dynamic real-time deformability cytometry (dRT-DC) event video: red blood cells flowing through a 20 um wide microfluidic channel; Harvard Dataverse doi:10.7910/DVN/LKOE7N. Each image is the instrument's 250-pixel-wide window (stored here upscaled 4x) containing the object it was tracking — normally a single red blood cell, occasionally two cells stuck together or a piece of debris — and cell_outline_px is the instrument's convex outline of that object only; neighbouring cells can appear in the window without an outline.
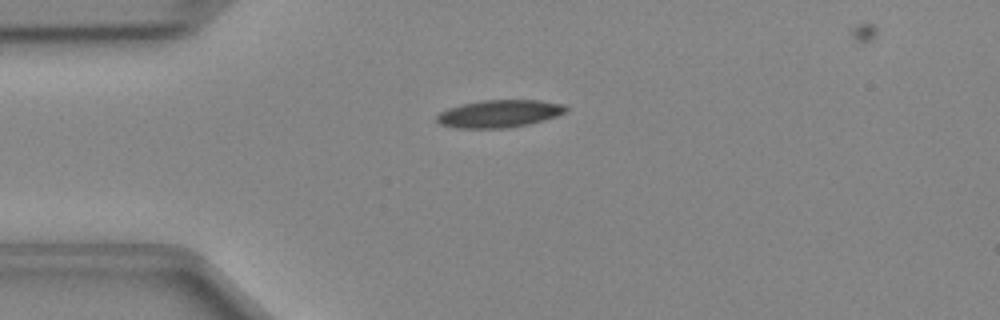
{"species": "Egyptian fruit bat (a non-hibernating species)", "species_latin": "Rousettus aegyptiacus", "temperature_condition": "cold", "stored_images_in_passage": 38, "camera_frame_rate_fps": 3000, "um_per_image_px": 0.085, "animal": {"sex": "female"}, "frame": {"image": 1, "passage_image": 3, "time_ms": 0.667, "image_size_px": [1000, 320], "cell_outline_px": [[568, 108], [564, 112], [556, 116], [544, 120], [528, 124], [508, 128], [456, 128], [440, 124], [436, 120], [436, 116], [440, 112], [448, 108], [460, 104], [480, 100], [540, 100], [564, 104]], "centroid_in_image_um": [42.41, 9.66], "position_along_channel_um": 42.6, "area_um2": 20.81}}
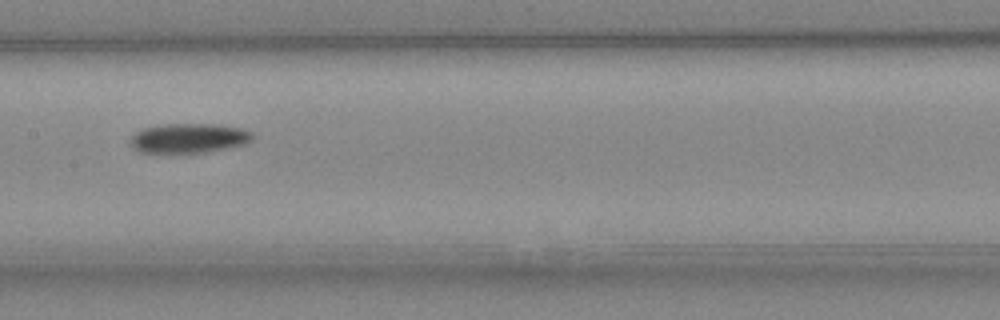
{"frame": {"image": 2, "passage_image": 15, "time_ms": 4.667, "image_size_px": [1000, 320], "cell_outline_px": [[252, 140], [244, 144], [228, 148], [208, 152], [140, 152], [132, 148], [132, 136], [136, 132], [144, 128], [160, 124], [212, 124], [244, 128], [252, 132]], "centroid_in_image_um": [16.08, 11.73], "position_along_channel_um": 191.3, "area_um2": 20.92}}
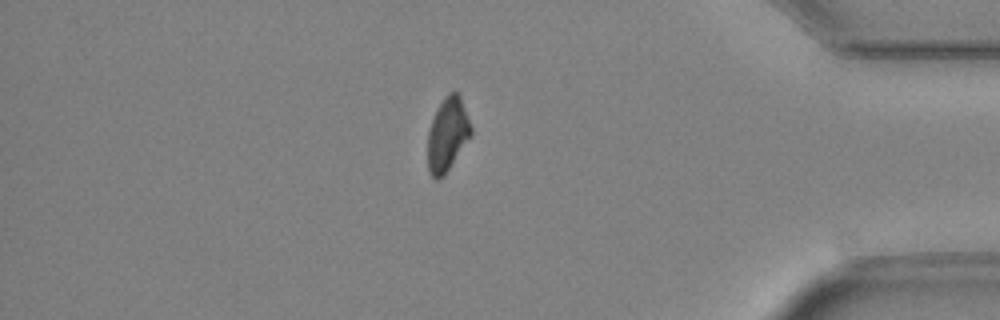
{"frame": {"image": 3, "passage_image": 32, "time_ms": 10.333, "image_size_px": [1000, 320], "cell_outline_px": [[472, 136], [444, 176], [436, 180], [432, 176], [428, 168], [428, 128], [444, 96], [448, 92], [456, 92], [460, 96], [472, 128]], "centroid_in_image_um": [38.05, 11.45], "position_along_channel_um": 397.2, "area_um2": 18.55}}